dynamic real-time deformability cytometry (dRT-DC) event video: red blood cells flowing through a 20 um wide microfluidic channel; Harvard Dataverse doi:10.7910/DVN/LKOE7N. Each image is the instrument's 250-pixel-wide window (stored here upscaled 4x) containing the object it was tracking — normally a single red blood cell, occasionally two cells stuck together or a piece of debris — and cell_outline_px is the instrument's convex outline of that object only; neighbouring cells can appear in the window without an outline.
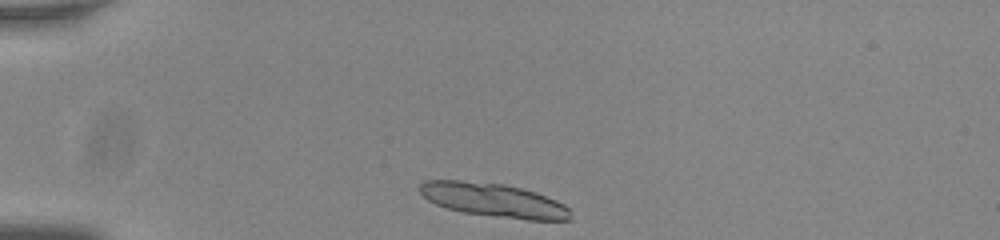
{"species": "common noctule bat (a hibernating species)", "species_latin": "Nyctalus noctula", "temperature_condition": "room temperature", "stored_images_in_passage": 33, "camera_frame_rate_fps": 3000, "um_per_image_px": 0.085, "animal": {"sex": "male", "body_mass_g": 20.0, "forearm_length_mm": 53.3}, "frame": {"image": 1, "passage_image": 1, "time_ms": 0.0, "image_size_px": [1000, 240], "cell_outline_px": [[572, 212], [568, 220], [528, 220], [464, 212], [448, 208], [436, 204], [428, 200], [416, 188], [424, 180], [460, 180], [504, 184], [536, 192], [556, 200], [564, 204]], "centroid_in_image_um": [41.94, 17.0], "position_along_channel_um": 43.1, "area_um2": 29.54}}
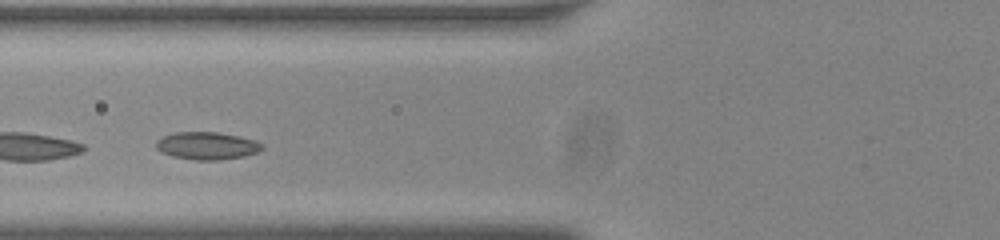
{"frame": {"image": 2, "passage_image": 10, "time_ms": 3.0, "image_size_px": [1000, 240], "cell_outline_px": [[264, 148], [260, 152], [244, 156], [220, 160], [196, 160], [172, 156], [160, 152], [156, 148], [156, 140], [164, 136], [176, 132], [216, 132], [240, 136], [256, 140], [264, 144]], "centroid_in_image_um": [17.63, 12.39], "position_along_channel_um": 108.2, "area_um2": 17.22}, "authors_computed_cell_mechanics": {"area_um2": 16.3574, "velocity_mm_per_s": 3.7542, "shape_relaxation_time_tau1_ms": null, "shape_relaxation_time_tau2_ms": 9.7714, "deformation_change_tau1": null, "deformation_change_tau2": 0.1995}}